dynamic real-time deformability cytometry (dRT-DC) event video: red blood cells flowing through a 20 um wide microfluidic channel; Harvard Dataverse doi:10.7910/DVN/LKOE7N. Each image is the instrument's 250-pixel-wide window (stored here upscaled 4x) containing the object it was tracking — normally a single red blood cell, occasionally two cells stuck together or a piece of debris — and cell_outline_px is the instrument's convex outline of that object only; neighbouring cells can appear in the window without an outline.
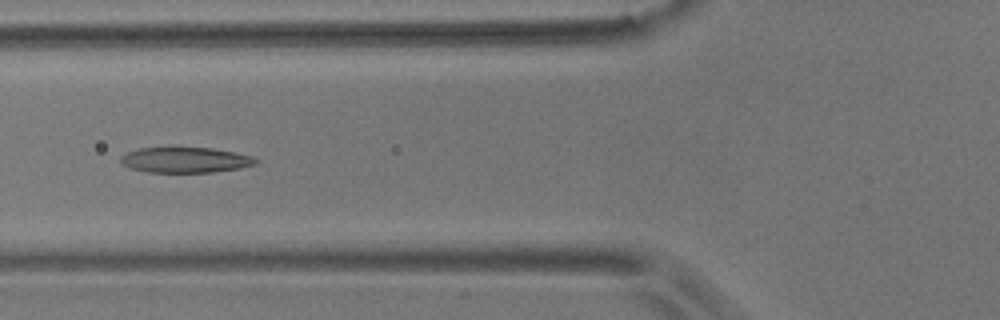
{"species": "common noctule bat (a hibernating species)", "species_latin": "Nyctalus noctula", "temperature_condition": "room temperature", "stored_images_in_passage": 3, "camera_frame_rate_fps": 3000, "um_per_image_px": 0.085, "animal": {"sex": "male", "body_mass_g": 17.9}, "frame": {"image": 1, "passage_image": 3, "time_ms": 2.333, "image_size_px": [1000, 320], "cell_outline_px": [[260, 160], [256, 164], [240, 168], [212, 172], [148, 172], [132, 168], [124, 164], [120, 160], [120, 156], [128, 152], [140, 148], [212, 148], [252, 156]], "centroid_in_image_um": [15.78, 13.6], "position_along_channel_um": 110.0, "area_um2": 19.77}}